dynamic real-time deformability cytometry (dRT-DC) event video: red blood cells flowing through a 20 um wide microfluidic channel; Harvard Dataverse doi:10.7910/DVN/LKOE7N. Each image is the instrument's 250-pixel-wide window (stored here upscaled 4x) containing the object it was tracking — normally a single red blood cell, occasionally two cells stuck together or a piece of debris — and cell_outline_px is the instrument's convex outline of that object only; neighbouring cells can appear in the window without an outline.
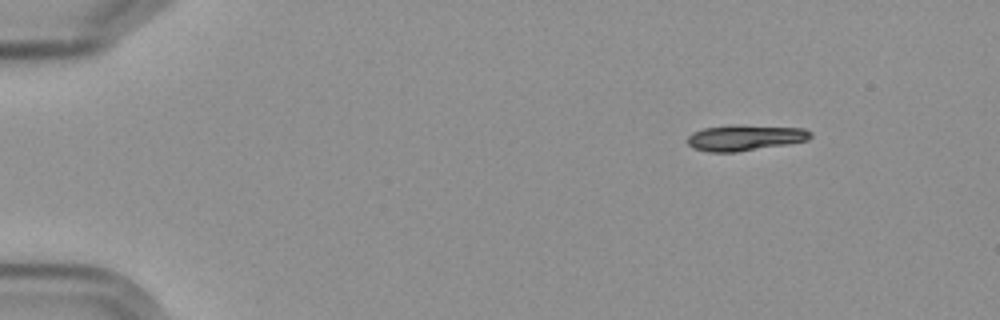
{"species": "Egyptian fruit bat (a non-hibernating species)", "species_latin": "Rousettus aegyptiacus", "temperature_condition": "cold", "stored_images_in_passage": 5, "camera_frame_rate_fps": 3000, "um_per_image_px": 0.085, "frame": {"image": 1, "passage_image": 1, "time_ms": 0.0, "image_size_px": [1000, 320], "cell_outline_px": [[812, 136], [808, 140], [788, 144], [736, 152], [708, 152], [692, 148], [688, 144], [688, 136], [692, 132], [704, 128], [740, 124], [804, 128], [812, 132]], "centroid_in_image_um": [63.34, 11.7], "position_along_channel_um": 21.7, "area_um2": 18.73}}
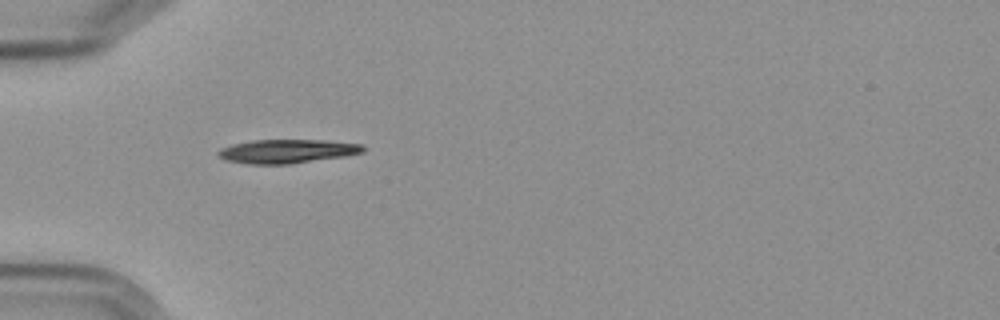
{"frame": {"image": 2, "passage_image": 4, "time_ms": 3.667, "image_size_px": [1000, 320], "cell_outline_px": [[364, 152], [344, 156], [288, 164], [248, 164], [228, 160], [220, 156], [216, 152], [220, 148], [232, 144], [252, 140], [324, 140], [364, 144]], "centroid_in_image_um": [24.41, 12.85], "position_along_channel_um": 60.6, "area_um2": 20.0}}
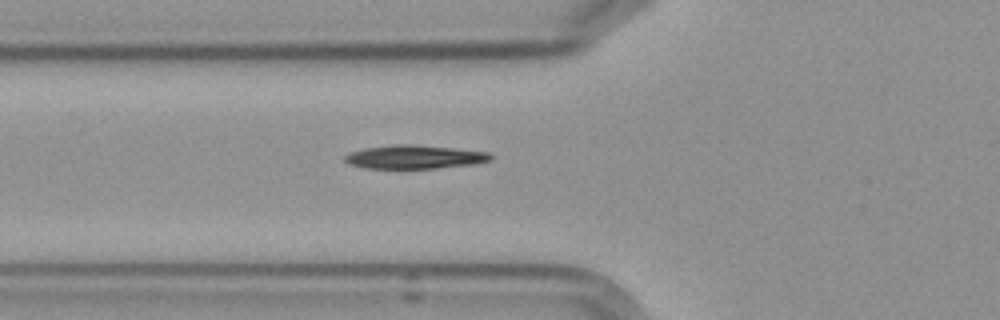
{"frame": {"image": 3, "passage_image": 5, "time_ms": 4.667, "image_size_px": [1000, 320], "cell_outline_px": [[492, 160], [472, 164], [436, 168], [364, 168], [348, 164], [344, 160], [344, 156], [348, 152], [364, 148], [392, 144], [408, 144], [452, 148], [488, 152], [492, 156]], "centroid_in_image_um": [35.17, 13.34], "position_along_channel_um": 90.6, "area_um2": 20.0}}